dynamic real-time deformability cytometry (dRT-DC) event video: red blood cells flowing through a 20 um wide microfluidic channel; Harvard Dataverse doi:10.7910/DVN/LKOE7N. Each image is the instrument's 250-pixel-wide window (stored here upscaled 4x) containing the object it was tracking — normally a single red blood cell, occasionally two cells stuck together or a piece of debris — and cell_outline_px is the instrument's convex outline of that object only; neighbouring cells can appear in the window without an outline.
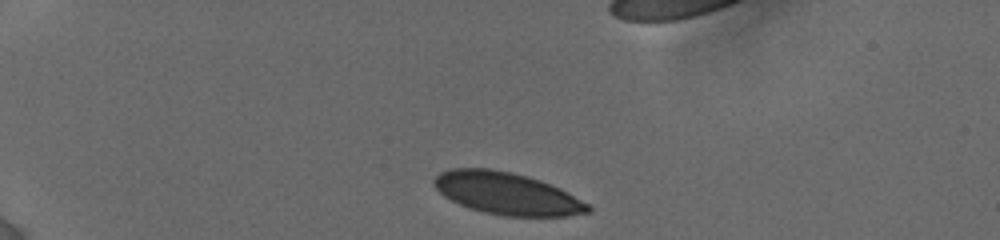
{"species": "human", "species_latin": "Homo sapiens", "temperature_condition": "cold", "stored_images_in_passage": 9, "segment_of_instrument_passage": [1, 2], "camera_frame_rate_fps": 3000, "um_per_image_px": 0.085, "donor": {"sex": "female"}, "frame": {"image": 1, "passage_image": 1, "time_ms": 0.0, "image_size_px": [1000, 240], "cell_outline_px": [[592, 212], [564, 216], [504, 216], [484, 212], [460, 204], [444, 196], [432, 184], [432, 180], [440, 172], [452, 168], [488, 168], [512, 172], [528, 176], [540, 180], [560, 188], [588, 204], [592, 208]], "centroid_in_image_um": [43.08, 16.44], "position_along_channel_um": 41.9, "area_um2": 37.69}}
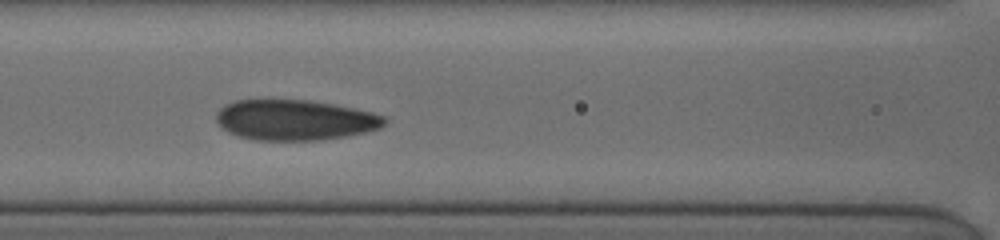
{"frame": {"image": 2, "passage_image": 7, "time_ms": 4.333, "image_size_px": [1000, 240], "cell_outline_px": [[388, 120], [380, 128], [348, 136], [320, 140], [256, 140], [236, 136], [228, 132], [216, 120], [216, 112], [224, 104], [236, 100], [308, 100], [332, 104], [372, 112], [384, 116]], "centroid_in_image_um": [25.05, 10.2], "position_along_channel_um": 141.5, "area_um2": 39.65}}
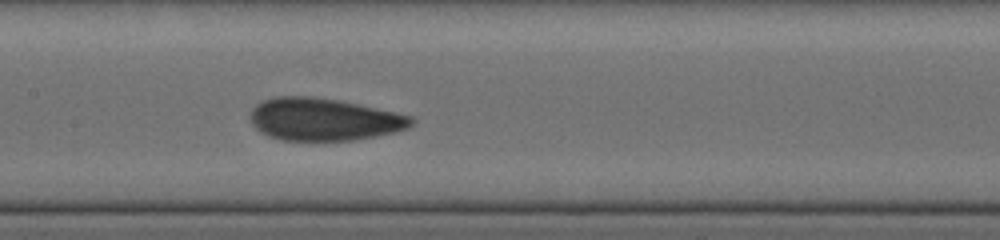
{"frame": {"image": 3, "passage_image": 8, "time_ms": 5.333, "image_size_px": [1000, 240], "cell_outline_px": [[416, 120], [408, 128], [396, 132], [356, 140], [280, 140], [268, 136], [260, 132], [252, 124], [252, 108], [256, 104], [264, 100], [280, 96], [308, 96], [336, 100], [356, 104], [412, 116]], "centroid_in_image_um": [27.53, 10.16], "position_along_channel_um": 179.9, "area_um2": 39.54}}